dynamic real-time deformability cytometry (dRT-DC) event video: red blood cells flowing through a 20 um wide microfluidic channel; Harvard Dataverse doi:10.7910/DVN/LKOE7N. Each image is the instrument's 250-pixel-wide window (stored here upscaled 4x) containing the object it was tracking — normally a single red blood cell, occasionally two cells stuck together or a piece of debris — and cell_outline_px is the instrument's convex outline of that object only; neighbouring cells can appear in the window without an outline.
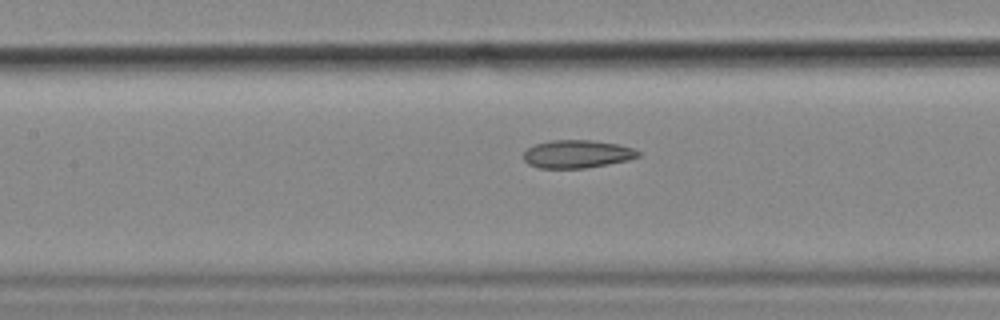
{"species": "common noctule bat (a hibernating species)", "species_latin": "Nyctalus noctula", "temperature_condition": "cold", "stored_images_in_passage": 45, "camera_frame_rate_fps": 3000, "um_per_image_px": 0.085, "animal": {"sex": "female", "body_mass_g": 18.4}, "frame": {"image": 1, "passage_image": 14, "time_ms": 4.333, "image_size_px": [1000, 320], "cell_outline_px": [[640, 156], [628, 160], [588, 168], [540, 168], [528, 164], [524, 160], [524, 152], [528, 148], [536, 144], [552, 140], [592, 140], [620, 144], [632, 148], [640, 152]], "centroid_in_image_um": [49.07, 13.09], "position_along_channel_um": 158.3, "area_um2": 18.73}, "authors_computed_cell_mechanics": {"area_um2": 19.363, "velocity_mm_per_s": 3.5672, "shape_relaxation_time_tau1_ms": null, "shape_relaxation_time_tau2_ms": 5.3084, "deformation_change_tau1": null, "deformation_change_tau2": 0.1193}}